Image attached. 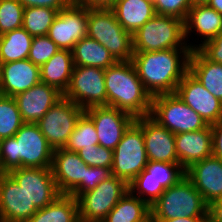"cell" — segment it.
I'll return each mask as SVG.
<instances>
[{"label": "cell", "mask_w": 222, "mask_h": 222, "mask_svg": "<svg viewBox=\"0 0 222 222\" xmlns=\"http://www.w3.org/2000/svg\"><path fill=\"white\" fill-rule=\"evenodd\" d=\"M41 82L40 67L29 59L0 64V94L14 97Z\"/></svg>", "instance_id": "cell-22"}, {"label": "cell", "mask_w": 222, "mask_h": 222, "mask_svg": "<svg viewBox=\"0 0 222 222\" xmlns=\"http://www.w3.org/2000/svg\"><path fill=\"white\" fill-rule=\"evenodd\" d=\"M84 112L83 108L63 96L36 124L53 150L64 148Z\"/></svg>", "instance_id": "cell-12"}, {"label": "cell", "mask_w": 222, "mask_h": 222, "mask_svg": "<svg viewBox=\"0 0 222 222\" xmlns=\"http://www.w3.org/2000/svg\"><path fill=\"white\" fill-rule=\"evenodd\" d=\"M150 210L151 220L208 217V204L186 176L165 189Z\"/></svg>", "instance_id": "cell-4"}, {"label": "cell", "mask_w": 222, "mask_h": 222, "mask_svg": "<svg viewBox=\"0 0 222 222\" xmlns=\"http://www.w3.org/2000/svg\"><path fill=\"white\" fill-rule=\"evenodd\" d=\"M88 167L77 152L65 148L53 150L51 170L60 194L69 195L84 180Z\"/></svg>", "instance_id": "cell-21"}, {"label": "cell", "mask_w": 222, "mask_h": 222, "mask_svg": "<svg viewBox=\"0 0 222 222\" xmlns=\"http://www.w3.org/2000/svg\"><path fill=\"white\" fill-rule=\"evenodd\" d=\"M92 145H98V135L93 121L83 113L64 148L78 152L82 148L92 147Z\"/></svg>", "instance_id": "cell-33"}, {"label": "cell", "mask_w": 222, "mask_h": 222, "mask_svg": "<svg viewBox=\"0 0 222 222\" xmlns=\"http://www.w3.org/2000/svg\"><path fill=\"white\" fill-rule=\"evenodd\" d=\"M87 18L88 8L74 1L58 12L47 36L59 49L72 51L77 42L87 37Z\"/></svg>", "instance_id": "cell-13"}, {"label": "cell", "mask_w": 222, "mask_h": 222, "mask_svg": "<svg viewBox=\"0 0 222 222\" xmlns=\"http://www.w3.org/2000/svg\"><path fill=\"white\" fill-rule=\"evenodd\" d=\"M133 52L191 49L185 39L184 21L174 16L155 15L132 36Z\"/></svg>", "instance_id": "cell-5"}, {"label": "cell", "mask_w": 222, "mask_h": 222, "mask_svg": "<svg viewBox=\"0 0 222 222\" xmlns=\"http://www.w3.org/2000/svg\"><path fill=\"white\" fill-rule=\"evenodd\" d=\"M94 123L98 145L114 150L124 132L135 121L127 112L109 106L91 107L84 112Z\"/></svg>", "instance_id": "cell-16"}, {"label": "cell", "mask_w": 222, "mask_h": 222, "mask_svg": "<svg viewBox=\"0 0 222 222\" xmlns=\"http://www.w3.org/2000/svg\"><path fill=\"white\" fill-rule=\"evenodd\" d=\"M24 7H49L60 11L70 6L75 0H18Z\"/></svg>", "instance_id": "cell-41"}, {"label": "cell", "mask_w": 222, "mask_h": 222, "mask_svg": "<svg viewBox=\"0 0 222 222\" xmlns=\"http://www.w3.org/2000/svg\"><path fill=\"white\" fill-rule=\"evenodd\" d=\"M198 50L210 61L222 65V34L207 41Z\"/></svg>", "instance_id": "cell-40"}, {"label": "cell", "mask_w": 222, "mask_h": 222, "mask_svg": "<svg viewBox=\"0 0 222 222\" xmlns=\"http://www.w3.org/2000/svg\"><path fill=\"white\" fill-rule=\"evenodd\" d=\"M73 69L72 51L60 49L40 67L41 82L54 86L64 94L69 87Z\"/></svg>", "instance_id": "cell-27"}, {"label": "cell", "mask_w": 222, "mask_h": 222, "mask_svg": "<svg viewBox=\"0 0 222 222\" xmlns=\"http://www.w3.org/2000/svg\"><path fill=\"white\" fill-rule=\"evenodd\" d=\"M38 209L9 173H0V219L27 222Z\"/></svg>", "instance_id": "cell-18"}, {"label": "cell", "mask_w": 222, "mask_h": 222, "mask_svg": "<svg viewBox=\"0 0 222 222\" xmlns=\"http://www.w3.org/2000/svg\"><path fill=\"white\" fill-rule=\"evenodd\" d=\"M8 173L16 180L37 209L46 207L61 195L51 168L19 167Z\"/></svg>", "instance_id": "cell-14"}, {"label": "cell", "mask_w": 222, "mask_h": 222, "mask_svg": "<svg viewBox=\"0 0 222 222\" xmlns=\"http://www.w3.org/2000/svg\"><path fill=\"white\" fill-rule=\"evenodd\" d=\"M102 222H151L150 206L129 190Z\"/></svg>", "instance_id": "cell-30"}, {"label": "cell", "mask_w": 222, "mask_h": 222, "mask_svg": "<svg viewBox=\"0 0 222 222\" xmlns=\"http://www.w3.org/2000/svg\"><path fill=\"white\" fill-rule=\"evenodd\" d=\"M59 50L58 46L47 35L35 36L31 43L28 59L41 67Z\"/></svg>", "instance_id": "cell-36"}, {"label": "cell", "mask_w": 222, "mask_h": 222, "mask_svg": "<svg viewBox=\"0 0 222 222\" xmlns=\"http://www.w3.org/2000/svg\"><path fill=\"white\" fill-rule=\"evenodd\" d=\"M58 12L49 7H24L22 27L33 37L48 35Z\"/></svg>", "instance_id": "cell-32"}, {"label": "cell", "mask_w": 222, "mask_h": 222, "mask_svg": "<svg viewBox=\"0 0 222 222\" xmlns=\"http://www.w3.org/2000/svg\"><path fill=\"white\" fill-rule=\"evenodd\" d=\"M87 36L103 45L114 59L131 61L132 35L117 21L111 8H88Z\"/></svg>", "instance_id": "cell-6"}, {"label": "cell", "mask_w": 222, "mask_h": 222, "mask_svg": "<svg viewBox=\"0 0 222 222\" xmlns=\"http://www.w3.org/2000/svg\"><path fill=\"white\" fill-rule=\"evenodd\" d=\"M77 154L88 166L111 168L113 164V150L100 145L82 148Z\"/></svg>", "instance_id": "cell-37"}, {"label": "cell", "mask_w": 222, "mask_h": 222, "mask_svg": "<svg viewBox=\"0 0 222 222\" xmlns=\"http://www.w3.org/2000/svg\"><path fill=\"white\" fill-rule=\"evenodd\" d=\"M23 11L18 0H0V36L22 27Z\"/></svg>", "instance_id": "cell-35"}, {"label": "cell", "mask_w": 222, "mask_h": 222, "mask_svg": "<svg viewBox=\"0 0 222 222\" xmlns=\"http://www.w3.org/2000/svg\"><path fill=\"white\" fill-rule=\"evenodd\" d=\"M185 175L208 205L222 199L221 159L214 156L204 158L187 168Z\"/></svg>", "instance_id": "cell-20"}, {"label": "cell", "mask_w": 222, "mask_h": 222, "mask_svg": "<svg viewBox=\"0 0 222 222\" xmlns=\"http://www.w3.org/2000/svg\"><path fill=\"white\" fill-rule=\"evenodd\" d=\"M23 124L15 99L0 94V140L14 136Z\"/></svg>", "instance_id": "cell-34"}, {"label": "cell", "mask_w": 222, "mask_h": 222, "mask_svg": "<svg viewBox=\"0 0 222 222\" xmlns=\"http://www.w3.org/2000/svg\"><path fill=\"white\" fill-rule=\"evenodd\" d=\"M135 122L142 128L148 161L179 163L174 133L150 115L135 118Z\"/></svg>", "instance_id": "cell-17"}, {"label": "cell", "mask_w": 222, "mask_h": 222, "mask_svg": "<svg viewBox=\"0 0 222 222\" xmlns=\"http://www.w3.org/2000/svg\"><path fill=\"white\" fill-rule=\"evenodd\" d=\"M184 27L185 38L188 39L189 33L193 32L192 29L198 33V36H202L204 41L199 46H193V50L199 49L207 41L222 34V15L207 4H193L184 21Z\"/></svg>", "instance_id": "cell-24"}, {"label": "cell", "mask_w": 222, "mask_h": 222, "mask_svg": "<svg viewBox=\"0 0 222 222\" xmlns=\"http://www.w3.org/2000/svg\"><path fill=\"white\" fill-rule=\"evenodd\" d=\"M72 56L74 66H91L107 69L117 62L103 45L88 36L82 38L74 45Z\"/></svg>", "instance_id": "cell-28"}, {"label": "cell", "mask_w": 222, "mask_h": 222, "mask_svg": "<svg viewBox=\"0 0 222 222\" xmlns=\"http://www.w3.org/2000/svg\"><path fill=\"white\" fill-rule=\"evenodd\" d=\"M111 9L120 25L132 36L156 15L152 0H115Z\"/></svg>", "instance_id": "cell-25"}, {"label": "cell", "mask_w": 222, "mask_h": 222, "mask_svg": "<svg viewBox=\"0 0 222 222\" xmlns=\"http://www.w3.org/2000/svg\"><path fill=\"white\" fill-rule=\"evenodd\" d=\"M190 53L191 49L133 52L131 61L145 90L154 97L175 93L189 71Z\"/></svg>", "instance_id": "cell-1"}, {"label": "cell", "mask_w": 222, "mask_h": 222, "mask_svg": "<svg viewBox=\"0 0 222 222\" xmlns=\"http://www.w3.org/2000/svg\"><path fill=\"white\" fill-rule=\"evenodd\" d=\"M129 191V184L111 175L93 190L78 198L80 222H102L119 200Z\"/></svg>", "instance_id": "cell-10"}, {"label": "cell", "mask_w": 222, "mask_h": 222, "mask_svg": "<svg viewBox=\"0 0 222 222\" xmlns=\"http://www.w3.org/2000/svg\"><path fill=\"white\" fill-rule=\"evenodd\" d=\"M193 4H206L209 0H192Z\"/></svg>", "instance_id": "cell-47"}, {"label": "cell", "mask_w": 222, "mask_h": 222, "mask_svg": "<svg viewBox=\"0 0 222 222\" xmlns=\"http://www.w3.org/2000/svg\"><path fill=\"white\" fill-rule=\"evenodd\" d=\"M107 106L134 118L150 115L152 96L145 90L132 61H118L105 69Z\"/></svg>", "instance_id": "cell-2"}, {"label": "cell", "mask_w": 222, "mask_h": 222, "mask_svg": "<svg viewBox=\"0 0 222 222\" xmlns=\"http://www.w3.org/2000/svg\"><path fill=\"white\" fill-rule=\"evenodd\" d=\"M53 148L36 123H24L17 133L0 140V173L19 167L51 168Z\"/></svg>", "instance_id": "cell-3"}, {"label": "cell", "mask_w": 222, "mask_h": 222, "mask_svg": "<svg viewBox=\"0 0 222 222\" xmlns=\"http://www.w3.org/2000/svg\"><path fill=\"white\" fill-rule=\"evenodd\" d=\"M175 146L178 162L185 170L192 164L212 156L210 125L198 131L175 134Z\"/></svg>", "instance_id": "cell-23"}, {"label": "cell", "mask_w": 222, "mask_h": 222, "mask_svg": "<svg viewBox=\"0 0 222 222\" xmlns=\"http://www.w3.org/2000/svg\"><path fill=\"white\" fill-rule=\"evenodd\" d=\"M175 94L198 113L208 125L222 120V102L207 91L189 71L179 82Z\"/></svg>", "instance_id": "cell-15"}, {"label": "cell", "mask_w": 222, "mask_h": 222, "mask_svg": "<svg viewBox=\"0 0 222 222\" xmlns=\"http://www.w3.org/2000/svg\"><path fill=\"white\" fill-rule=\"evenodd\" d=\"M185 176V169L179 163L148 161L145 169L130 182L129 190L151 207L165 189Z\"/></svg>", "instance_id": "cell-9"}, {"label": "cell", "mask_w": 222, "mask_h": 222, "mask_svg": "<svg viewBox=\"0 0 222 222\" xmlns=\"http://www.w3.org/2000/svg\"><path fill=\"white\" fill-rule=\"evenodd\" d=\"M62 97L63 93L54 86L39 82L13 98L23 122L37 123Z\"/></svg>", "instance_id": "cell-19"}, {"label": "cell", "mask_w": 222, "mask_h": 222, "mask_svg": "<svg viewBox=\"0 0 222 222\" xmlns=\"http://www.w3.org/2000/svg\"><path fill=\"white\" fill-rule=\"evenodd\" d=\"M75 2L87 8H111L115 0H75Z\"/></svg>", "instance_id": "cell-44"}, {"label": "cell", "mask_w": 222, "mask_h": 222, "mask_svg": "<svg viewBox=\"0 0 222 222\" xmlns=\"http://www.w3.org/2000/svg\"><path fill=\"white\" fill-rule=\"evenodd\" d=\"M208 222H222V199L208 205Z\"/></svg>", "instance_id": "cell-43"}, {"label": "cell", "mask_w": 222, "mask_h": 222, "mask_svg": "<svg viewBox=\"0 0 222 222\" xmlns=\"http://www.w3.org/2000/svg\"><path fill=\"white\" fill-rule=\"evenodd\" d=\"M63 96L84 110L107 106L105 69L74 66L69 87Z\"/></svg>", "instance_id": "cell-11"}, {"label": "cell", "mask_w": 222, "mask_h": 222, "mask_svg": "<svg viewBox=\"0 0 222 222\" xmlns=\"http://www.w3.org/2000/svg\"><path fill=\"white\" fill-rule=\"evenodd\" d=\"M33 36L23 27L0 36V64L28 59Z\"/></svg>", "instance_id": "cell-31"}, {"label": "cell", "mask_w": 222, "mask_h": 222, "mask_svg": "<svg viewBox=\"0 0 222 222\" xmlns=\"http://www.w3.org/2000/svg\"><path fill=\"white\" fill-rule=\"evenodd\" d=\"M110 176L111 168L89 166L85 171L84 180L69 195L77 199L82 193L93 190Z\"/></svg>", "instance_id": "cell-38"}, {"label": "cell", "mask_w": 222, "mask_h": 222, "mask_svg": "<svg viewBox=\"0 0 222 222\" xmlns=\"http://www.w3.org/2000/svg\"><path fill=\"white\" fill-rule=\"evenodd\" d=\"M212 132V156L222 160V120L210 125Z\"/></svg>", "instance_id": "cell-42"}, {"label": "cell", "mask_w": 222, "mask_h": 222, "mask_svg": "<svg viewBox=\"0 0 222 222\" xmlns=\"http://www.w3.org/2000/svg\"><path fill=\"white\" fill-rule=\"evenodd\" d=\"M150 116L174 134L198 131L209 126L175 93L152 97Z\"/></svg>", "instance_id": "cell-7"}, {"label": "cell", "mask_w": 222, "mask_h": 222, "mask_svg": "<svg viewBox=\"0 0 222 222\" xmlns=\"http://www.w3.org/2000/svg\"><path fill=\"white\" fill-rule=\"evenodd\" d=\"M27 222H80L78 201L71 195L61 194L38 211Z\"/></svg>", "instance_id": "cell-29"}, {"label": "cell", "mask_w": 222, "mask_h": 222, "mask_svg": "<svg viewBox=\"0 0 222 222\" xmlns=\"http://www.w3.org/2000/svg\"><path fill=\"white\" fill-rule=\"evenodd\" d=\"M151 222H208V217H181L165 220H151Z\"/></svg>", "instance_id": "cell-45"}, {"label": "cell", "mask_w": 222, "mask_h": 222, "mask_svg": "<svg viewBox=\"0 0 222 222\" xmlns=\"http://www.w3.org/2000/svg\"><path fill=\"white\" fill-rule=\"evenodd\" d=\"M189 72L222 102V65L207 59L198 49L191 50Z\"/></svg>", "instance_id": "cell-26"}, {"label": "cell", "mask_w": 222, "mask_h": 222, "mask_svg": "<svg viewBox=\"0 0 222 222\" xmlns=\"http://www.w3.org/2000/svg\"><path fill=\"white\" fill-rule=\"evenodd\" d=\"M157 15L174 16L185 21L192 0H152Z\"/></svg>", "instance_id": "cell-39"}, {"label": "cell", "mask_w": 222, "mask_h": 222, "mask_svg": "<svg viewBox=\"0 0 222 222\" xmlns=\"http://www.w3.org/2000/svg\"><path fill=\"white\" fill-rule=\"evenodd\" d=\"M206 4L222 15V0H209Z\"/></svg>", "instance_id": "cell-46"}, {"label": "cell", "mask_w": 222, "mask_h": 222, "mask_svg": "<svg viewBox=\"0 0 222 222\" xmlns=\"http://www.w3.org/2000/svg\"><path fill=\"white\" fill-rule=\"evenodd\" d=\"M147 164L142 128L134 121L113 150L111 175L130 184L145 169Z\"/></svg>", "instance_id": "cell-8"}]
</instances>
